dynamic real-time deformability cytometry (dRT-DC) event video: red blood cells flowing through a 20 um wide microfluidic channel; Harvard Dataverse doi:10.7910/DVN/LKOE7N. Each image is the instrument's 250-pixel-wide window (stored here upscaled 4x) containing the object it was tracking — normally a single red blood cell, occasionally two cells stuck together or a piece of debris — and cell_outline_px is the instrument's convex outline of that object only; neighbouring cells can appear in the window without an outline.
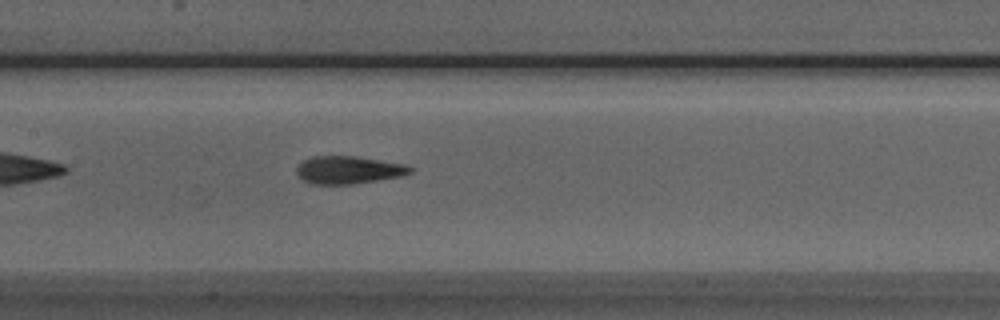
{"species": "Egyptian fruit bat (a non-hibernating species)", "species_latin": "Rousettus aegyptiacus", "temperature_condition": "room temperature", "stored_images_in_passage": 37, "camera_frame_rate_fps": 3000, "um_per_image_px": 0.085, "animal": {"sex": "male"}, "frame": {"image": 1, "passage_image": 9, "time_ms": 2.667, "image_size_px": [1000, 320], "cell_outline_px": [[416, 168], [412, 172], [400, 176], [352, 184], [312, 184], [304, 180], [296, 172], [296, 168], [304, 160], [312, 156], [356, 156], [408, 164]], "centroid_in_image_um": [29.67, 14.43], "position_along_channel_um": 177.7, "area_um2": 18.38}}
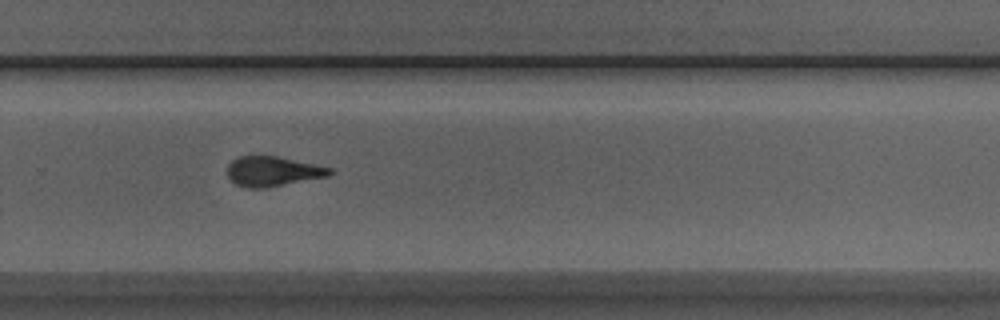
{"frame": {"image": 2, "passage_image": 19, "time_ms": 6.0, "image_size_px": [1000, 320], "cell_outline_px": [[336, 172], [328, 176], [268, 188], [248, 188], [236, 184], [228, 176], [228, 164], [232, 160], [240, 156], [276, 156], [316, 164], [332, 168]], "centroid_in_image_um": [23.22, 14.57], "position_along_channel_um": 306.6, "area_um2": 17.92}}
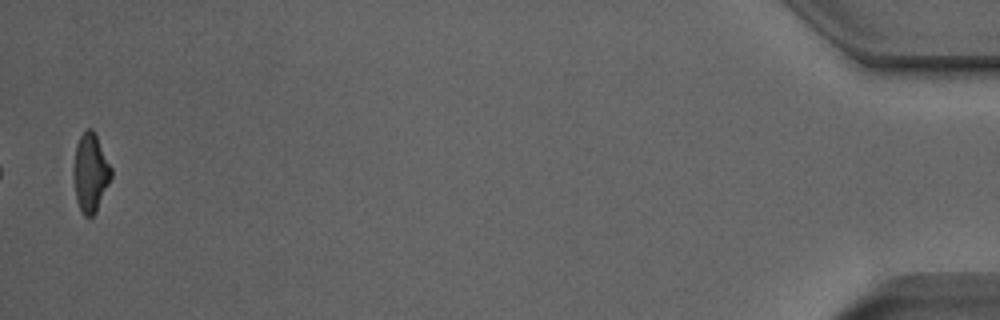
{"frame": {"image": 3, "passage_image": 36, "time_ms": 11.667, "image_size_px": [1000, 320], "cell_outline_px": [[112, 176], [96, 212], [92, 216], [84, 216], [80, 212], [76, 200], [72, 172], [72, 168], [76, 144], [80, 136], [88, 128], [92, 128], [112, 168]], "centroid_in_image_um": [7.66, 14.7], "position_along_channel_um": 427.5, "area_um2": 17.34}}